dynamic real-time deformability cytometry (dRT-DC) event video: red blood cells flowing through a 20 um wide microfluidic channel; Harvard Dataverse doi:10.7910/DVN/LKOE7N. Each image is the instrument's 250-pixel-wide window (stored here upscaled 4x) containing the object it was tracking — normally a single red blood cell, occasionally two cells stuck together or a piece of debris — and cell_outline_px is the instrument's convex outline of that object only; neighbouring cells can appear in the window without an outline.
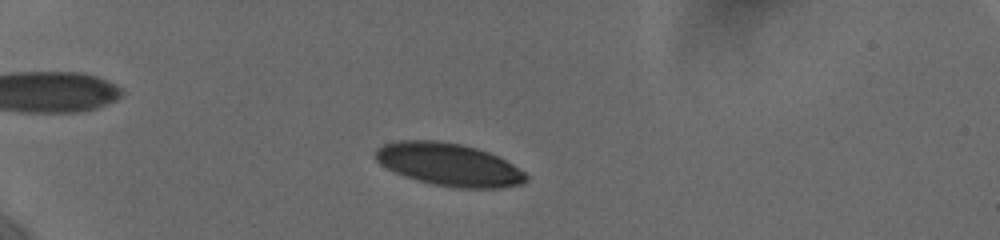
{"species": "human", "species_latin": "Homo sapiens", "temperature_condition": "cold", "stored_images_in_passage": 49, "camera_frame_rate_fps": 3000, "um_per_image_px": 0.085, "donor": {"sex": "female"}, "frame": {"image": 1, "passage_image": 10, "time_ms": 2.667, "image_size_px": [1000, 240], "cell_outline_px": [[528, 180], [524, 184], [504, 188], [456, 188], [432, 184], [416, 180], [404, 176], [380, 164], [376, 160], [372, 152], [376, 148], [384, 144], [400, 140], [436, 140], [460, 144], [476, 148], [488, 152], [512, 164], [524, 172], [528, 176]], "centroid_in_image_um": [38.14, 13.99], "position_along_channel_um": 46.9, "area_um2": 37.63}}
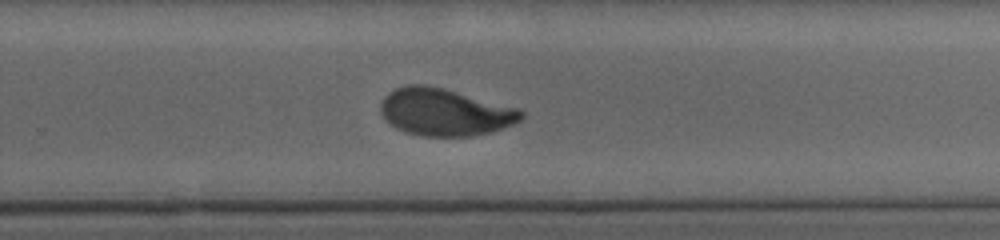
{"frame": {"image": 2, "passage_image": 32, "time_ms": 10.667, "image_size_px": [1000, 240], "cell_outline_px": [[524, 116], [520, 120], [512, 124], [488, 132], [468, 136], [424, 136], [404, 132], [396, 128], [384, 120], [380, 112], [380, 104], [384, 96], [388, 92], [396, 88], [408, 84], [424, 84], [444, 88], [516, 108], [524, 112]], "centroid_in_image_um": [37.73, 9.52], "position_along_channel_um": 292.1, "area_um2": 38.49}}
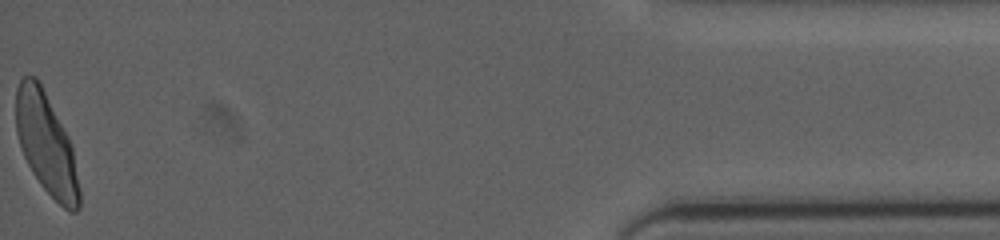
{"frame": {"image": 3, "passage_image": 49, "time_ms": 16.333, "image_size_px": [1000, 240], "cell_outline_px": [[80, 208], [76, 212], [68, 212], [40, 184], [32, 172], [24, 156], [16, 132], [16, 88], [20, 80], [24, 76], [36, 76], [68, 136], [72, 148], [80, 192]], "centroid_in_image_um": [3.93, 12.25], "position_along_channel_um": 431.3, "area_um2": 36.76}, "authors_computed_cell_mechanics": {"area_um2": 38.2058, "velocity_mm_per_s": 3.691, "shape_relaxation_time_tau1_ms": 4.0183, "shape_relaxation_time_tau2_ms": 0.9877, "deformation_change_tau1": 0.1607, "deformation_change_tau2": 0.0573}}